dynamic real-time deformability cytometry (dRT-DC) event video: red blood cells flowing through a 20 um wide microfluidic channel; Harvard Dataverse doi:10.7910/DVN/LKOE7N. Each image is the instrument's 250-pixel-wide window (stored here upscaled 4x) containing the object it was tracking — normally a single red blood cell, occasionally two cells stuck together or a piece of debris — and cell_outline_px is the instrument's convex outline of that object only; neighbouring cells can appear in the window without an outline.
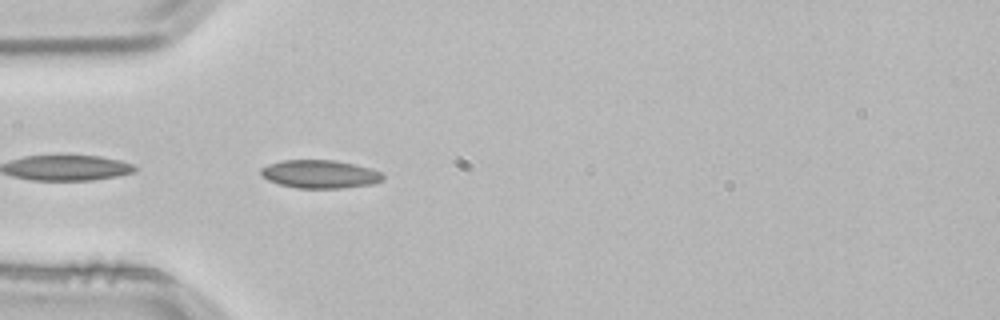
{"species": "common noctule bat (a hibernating species)", "species_latin": "Nyctalus noctula", "temperature_condition": "room temperature", "stored_images_in_passage": 3, "camera_frame_rate_fps": 3000, "um_per_image_px": 0.085, "animal": {"sex": "male", "body_mass_g": 21.5, "forearm_length_mm": 52.0}, "frame": {"image": 1, "passage_image": 3, "time_ms": 0.667, "image_size_px": [1000, 320], "cell_outline_px": [[384, 180], [372, 184], [344, 188], [296, 188], [280, 184], [268, 180], [260, 172], [260, 168], [268, 164], [280, 160], [336, 160], [356, 164], [372, 168], [380, 172], [384, 176]], "centroid_in_image_um": [27.22, 14.79], "position_along_channel_um": 57.8, "area_um2": 20.23}}